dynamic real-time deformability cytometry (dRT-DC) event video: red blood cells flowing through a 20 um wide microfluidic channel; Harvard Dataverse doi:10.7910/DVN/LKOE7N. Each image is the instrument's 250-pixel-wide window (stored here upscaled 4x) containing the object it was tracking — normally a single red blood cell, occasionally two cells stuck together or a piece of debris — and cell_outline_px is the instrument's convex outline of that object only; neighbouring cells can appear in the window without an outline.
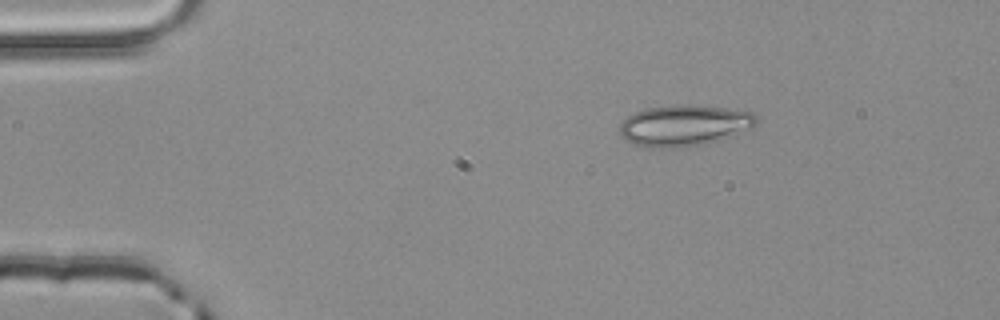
{"species": "common noctule bat (a hibernating species)", "species_latin": "Nyctalus noctula", "temperature_condition": "room temperature", "stored_images_in_passage": 3, "camera_frame_rate_fps": 3000, "um_per_image_px": 0.085, "animal": {"sex": "male", "body_mass_g": 20.4}, "frame": {"image": 1, "passage_image": 1, "time_ms": 0.0, "image_size_px": [1000, 320], "cell_outline_px": [[756, 124], [752, 128], [704, 144], [684, 148], [644, 148], [632, 144], [624, 140], [620, 136], [620, 124], [628, 116], [636, 112], [648, 108], [684, 104], [688, 104], [728, 108], [752, 112], [756, 116]], "centroid_in_image_um": [58.11, 10.68], "position_along_channel_um": 26.9, "area_um2": 32.89}}